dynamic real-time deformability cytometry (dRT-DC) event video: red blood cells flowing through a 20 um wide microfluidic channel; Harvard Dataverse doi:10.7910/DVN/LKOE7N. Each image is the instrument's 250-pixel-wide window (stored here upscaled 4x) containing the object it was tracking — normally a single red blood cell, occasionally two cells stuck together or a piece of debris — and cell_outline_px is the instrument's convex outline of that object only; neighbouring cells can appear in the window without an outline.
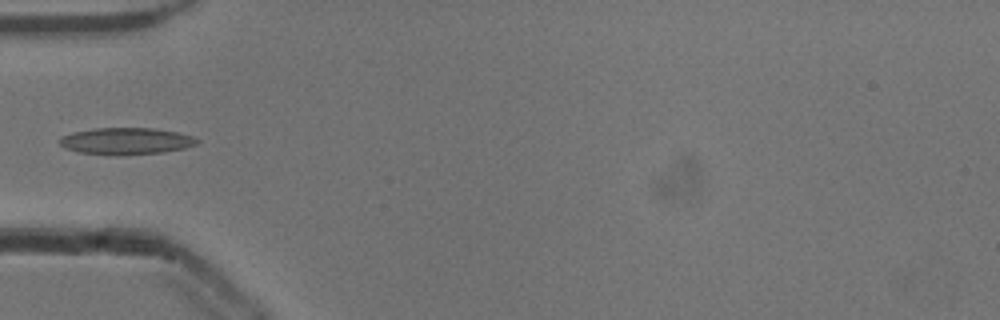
{"species": "common noctule bat (a hibernating species)", "species_latin": "Nyctalus noctula", "temperature_condition": "cold", "stored_images_in_passage": 36, "camera_frame_rate_fps": 3000, "um_per_image_px": 0.085, "animal": {"sex": "male", "body_mass_g": 13.3}, "frame": {"image": 1, "passage_image": 1, "time_ms": 0.0, "image_size_px": [1000, 320], "cell_outline_px": [[200, 140], [196, 144], [184, 148], [164, 152], [120, 156], [112, 156], [76, 152], [64, 148], [56, 140], [60, 136], [72, 132], [96, 128], [152, 128], [176, 132], [192, 136]], "centroid_in_image_um": [10.64, 12.01], "position_along_channel_um": 74.4, "area_um2": 21.85}}
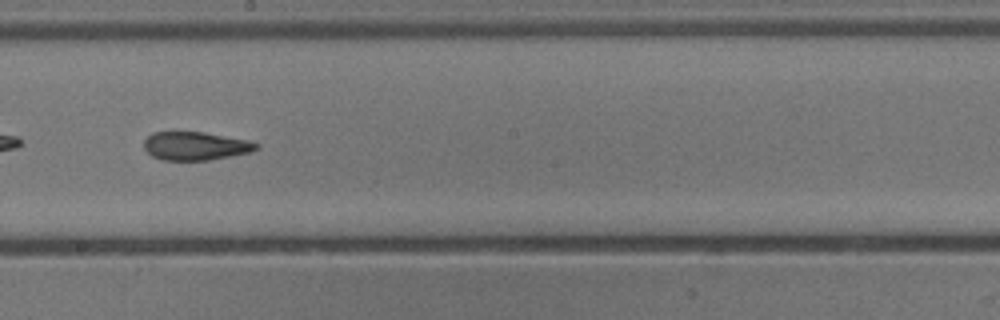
{"frame": {"image": 2, "passage_image": 13, "time_ms": 4.0, "image_size_px": [1000, 320], "cell_outline_px": [[260, 148], [248, 152], [208, 160], [160, 160], [152, 156], [144, 148], [144, 140], [152, 132], [204, 132], [248, 140], [260, 144]], "centroid_in_image_um": [16.6, 12.4], "position_along_channel_um": 231.6, "area_um2": 18.5}}
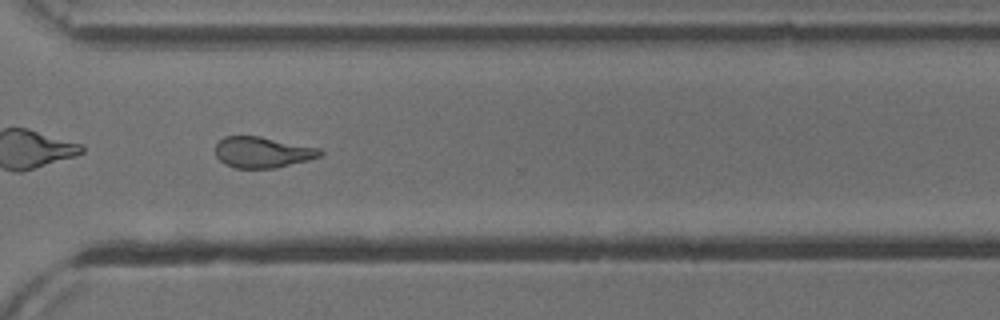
{"frame": {"image": 3, "passage_image": 22, "time_ms": 7.0, "image_size_px": [1000, 320], "cell_outline_px": [[324, 152], [320, 156], [308, 160], [276, 168], [236, 168], [224, 164], [216, 156], [216, 144], [224, 136], [260, 136], [320, 148]], "centroid_in_image_um": [22.31, 12.94], "position_along_channel_um": 348.3, "area_um2": 18.9}}